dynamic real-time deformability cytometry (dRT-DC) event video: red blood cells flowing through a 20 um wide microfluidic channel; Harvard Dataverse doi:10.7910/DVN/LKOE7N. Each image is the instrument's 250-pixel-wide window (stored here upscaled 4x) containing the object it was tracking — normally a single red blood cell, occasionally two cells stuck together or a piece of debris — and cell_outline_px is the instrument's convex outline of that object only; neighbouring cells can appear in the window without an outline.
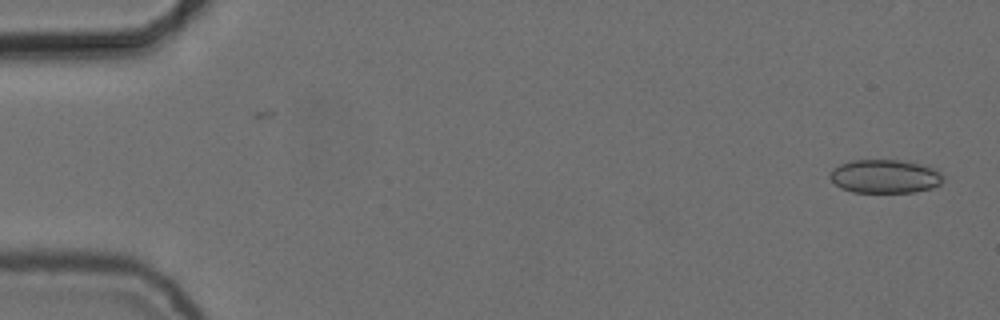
{"species": "common noctule bat (a hibernating species)", "species_latin": "Nyctalus noctula", "temperature_condition": "cold", "stored_images_in_passage": 54, "camera_frame_rate_fps": 3000, "um_per_image_px": 0.085, "animal": {"sex": "female", "body_mass_g": 24.6, "forearm_length_mm": 56.2}, "frame": {"image": 1, "passage_image": 1, "time_ms": 0.0, "image_size_px": [1000, 320], "cell_outline_px": [[944, 176], [940, 184], [932, 188], [916, 192], [852, 192], [840, 188], [828, 176], [828, 172], [832, 168], [840, 164], [852, 160], [900, 160], [920, 164], [936, 168]], "centroid_in_image_um": [75.21, 14.99], "position_along_channel_um": 9.8, "area_um2": 22.37}}
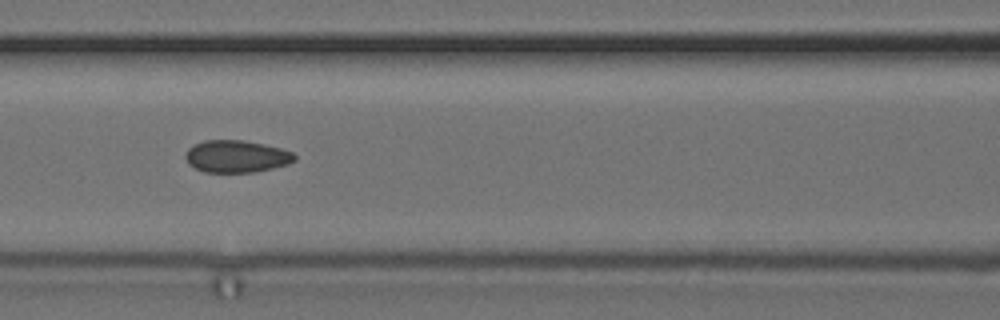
{"frame": {"image": 2, "passage_image": 23, "time_ms": 7.333, "image_size_px": [1000, 320], "cell_outline_px": [[296, 160], [288, 164], [256, 172], [204, 172], [188, 164], [184, 156], [188, 148], [192, 144], [204, 140], [244, 140], [264, 144], [280, 148], [292, 152], [296, 156]], "centroid_in_image_um": [20.07, 13.29], "position_along_channel_um": 146.5, "area_um2": 20.63}}
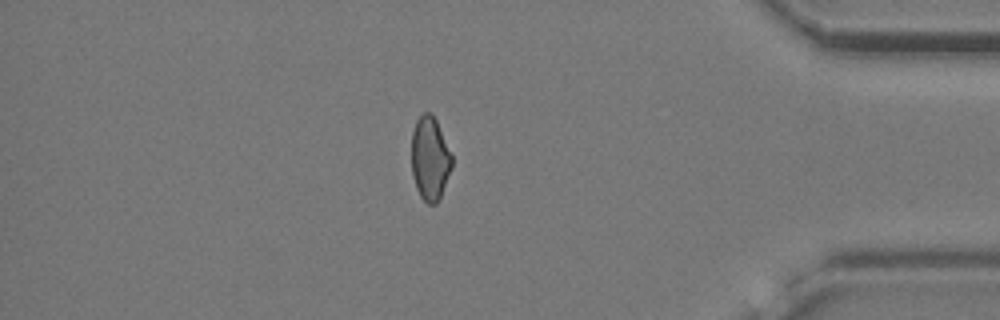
{"frame": {"image": 3, "passage_image": 46, "time_ms": 15.0, "image_size_px": [1000, 320], "cell_outline_px": [[452, 168], [440, 196], [436, 204], [428, 204], [420, 196], [416, 188], [412, 176], [412, 132], [416, 120], [424, 112], [432, 112], [436, 120], [452, 156]], "centroid_in_image_um": [36.53, 13.47], "position_along_channel_um": 398.7, "area_um2": 19.59}, "authors_computed_cell_mechanics": {"area_um2": 20.6346, "velocity_mm_per_s": 3.7376, "shape_relaxation_time_tau1_ms": null, "shape_relaxation_time_tau2_ms": 2.5011, "deformation_change_tau1": null, "deformation_change_tau2": 0.0644}}